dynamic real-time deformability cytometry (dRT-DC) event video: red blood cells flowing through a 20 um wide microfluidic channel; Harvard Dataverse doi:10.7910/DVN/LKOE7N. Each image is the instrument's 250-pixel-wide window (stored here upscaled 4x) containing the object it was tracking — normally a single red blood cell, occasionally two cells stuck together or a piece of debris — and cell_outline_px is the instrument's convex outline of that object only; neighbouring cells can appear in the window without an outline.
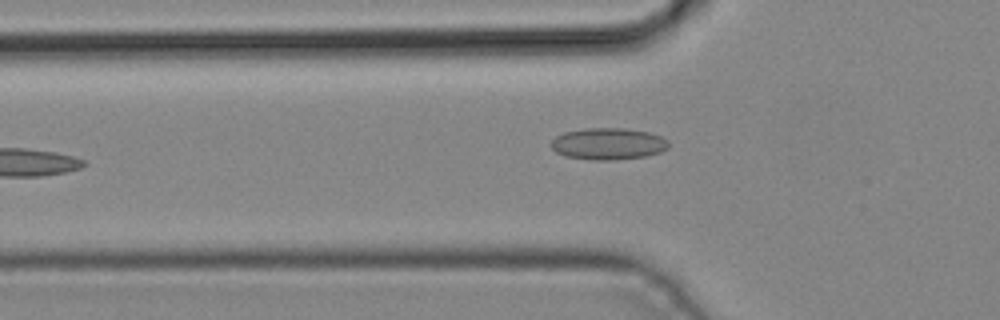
{"species": "common noctule bat (a hibernating species)", "species_latin": "Nyctalus noctula", "temperature_condition": "cold", "stored_images_in_passage": 5, "camera_frame_rate_fps": 3000, "um_per_image_px": 0.085, "animal": {"sex": "male", "body_mass_g": 19.2, "forearm_length_mm": 51.8}, "frame": {"image": 1, "passage_image": 4, "time_ms": 1.0, "image_size_px": [1000, 320], "cell_outline_px": [[668, 148], [660, 152], [644, 156], [616, 160], [592, 160], [564, 156], [556, 152], [552, 148], [552, 140], [556, 136], [564, 132], [584, 128], [624, 128], [648, 132], [660, 136], [668, 140]], "centroid_in_image_um": [51.68, 12.22], "position_along_channel_um": 74.1, "area_um2": 21.73}}
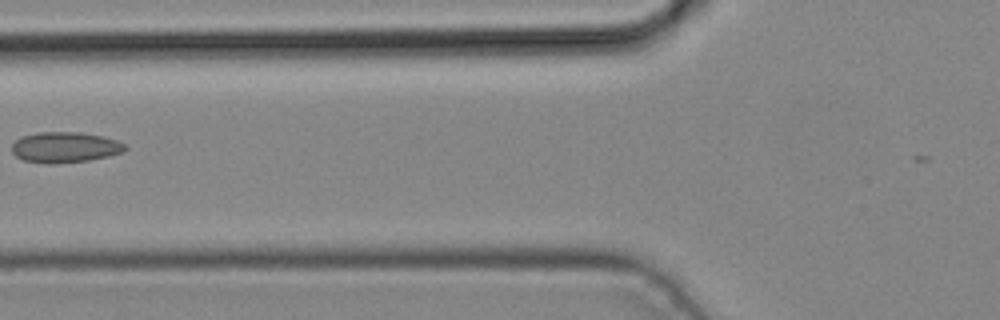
{"frame": {"image": 2, "passage_image": 5, "time_ms": 1.333, "image_size_px": [1000, 320], "cell_outline_px": [[128, 148], [124, 152], [108, 156], [88, 160], [48, 164], [24, 160], [16, 156], [12, 152], [12, 144], [20, 136], [36, 132], [80, 132], [104, 136], [116, 140], [124, 144]], "centroid_in_image_um": [5.51, 12.5], "position_along_channel_um": 120.3, "area_um2": 20.29}}